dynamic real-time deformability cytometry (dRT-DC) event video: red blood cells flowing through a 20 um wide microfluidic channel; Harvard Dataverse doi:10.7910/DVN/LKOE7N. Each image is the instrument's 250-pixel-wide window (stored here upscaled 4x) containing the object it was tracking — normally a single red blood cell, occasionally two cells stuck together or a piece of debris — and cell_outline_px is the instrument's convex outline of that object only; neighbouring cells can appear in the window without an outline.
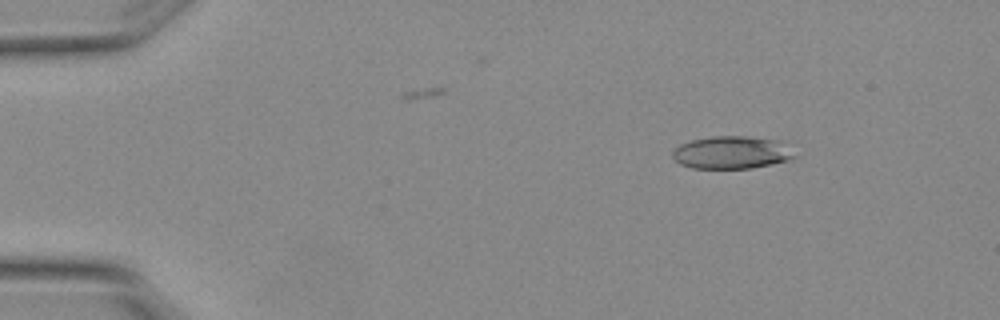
{"species": "Egyptian fruit bat (a non-hibernating species)", "species_latin": "Rousettus aegyptiacus", "temperature_condition": "warm", "stored_images_in_passage": 5, "camera_frame_rate_fps": 3000, "um_per_image_px": 0.085, "animal": {"sex": "female"}, "frame": {"image": 1, "passage_image": 1, "time_ms": 0.0, "image_size_px": [1000, 320], "cell_outline_px": [[796, 156], [788, 160], [772, 164], [748, 168], [692, 168], [680, 164], [672, 156], [672, 152], [680, 144], [692, 140], [712, 136], [744, 136], [784, 140]], "centroid_in_image_um": [62.22, 12.95], "position_along_channel_um": 22.8, "area_um2": 23.29}}
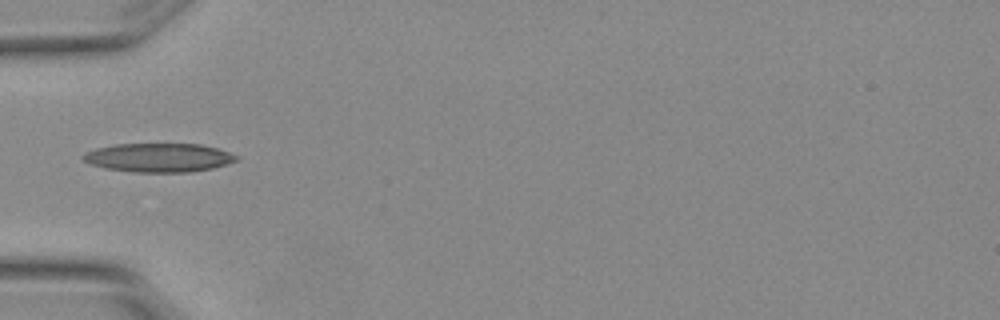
{"frame": {"image": 2, "passage_image": 4, "time_ms": 1.0, "image_size_px": [1000, 320], "cell_outline_px": [[240, 156], [236, 160], [212, 168], [188, 172], [136, 172], [104, 168], [92, 164], [84, 160], [80, 156], [84, 152], [96, 148], [116, 144], [200, 144], [216, 148]], "centroid_in_image_um": [13.45, 13.39], "position_along_channel_um": 71.5, "area_um2": 25.55}}
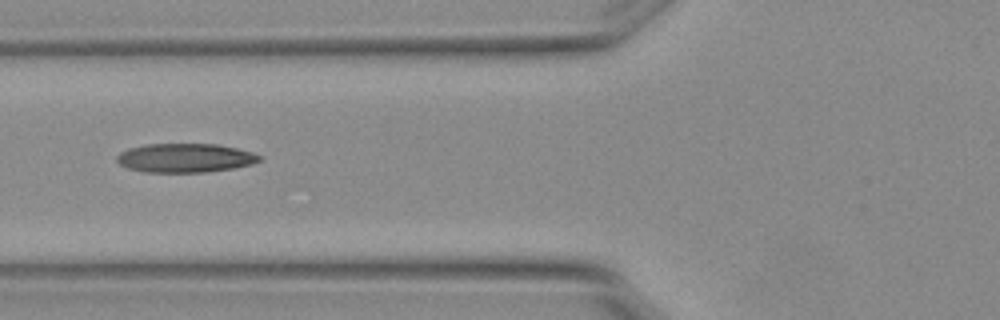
{"frame": {"image": 3, "passage_image": 5, "time_ms": 1.333, "image_size_px": [1000, 320], "cell_outline_px": [[260, 160], [248, 164], [232, 168], [204, 172], [144, 172], [128, 168], [120, 164], [116, 160], [116, 156], [120, 152], [128, 148], [144, 144], [216, 144], [236, 148], [252, 152], [260, 156]], "centroid_in_image_um": [15.66, 13.42], "position_along_channel_um": 110.1, "area_um2": 23.87}}